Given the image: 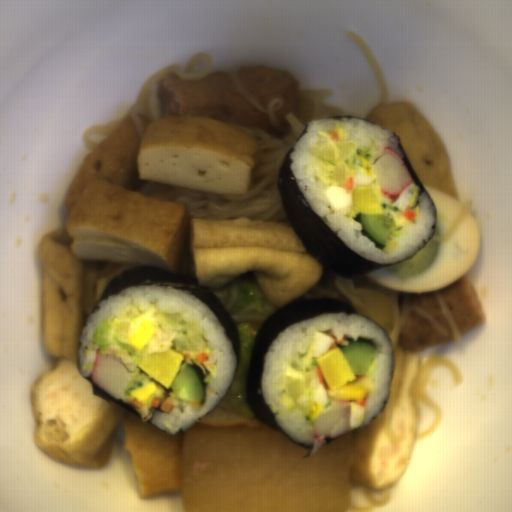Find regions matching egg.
<instances>
[{
	"label": "egg",
	"instance_id": "egg-5",
	"mask_svg": "<svg viewBox=\"0 0 512 512\" xmlns=\"http://www.w3.org/2000/svg\"><path fill=\"white\" fill-rule=\"evenodd\" d=\"M422 185L432 198L435 206L436 222L433 235L440 237L455 225L466 205L459 199H455L432 186L423 183Z\"/></svg>",
	"mask_w": 512,
	"mask_h": 512
},
{
	"label": "egg",
	"instance_id": "egg-6",
	"mask_svg": "<svg viewBox=\"0 0 512 512\" xmlns=\"http://www.w3.org/2000/svg\"><path fill=\"white\" fill-rule=\"evenodd\" d=\"M351 200L355 213L383 215L380 190L373 186H356L352 189Z\"/></svg>",
	"mask_w": 512,
	"mask_h": 512
},
{
	"label": "egg",
	"instance_id": "egg-1",
	"mask_svg": "<svg viewBox=\"0 0 512 512\" xmlns=\"http://www.w3.org/2000/svg\"><path fill=\"white\" fill-rule=\"evenodd\" d=\"M480 244V228L469 210L449 239L430 238L410 258L365 276L399 293L440 290L469 272L478 257Z\"/></svg>",
	"mask_w": 512,
	"mask_h": 512
},
{
	"label": "egg",
	"instance_id": "egg-2",
	"mask_svg": "<svg viewBox=\"0 0 512 512\" xmlns=\"http://www.w3.org/2000/svg\"><path fill=\"white\" fill-rule=\"evenodd\" d=\"M321 137V144L312 148V162L316 181L325 188L327 204L335 212L356 218L358 215L352 200L356 187H377L379 181L372 164L377 155L383 152V146L372 141L366 146L353 143L343 127L336 126L316 132ZM353 177V189H345V182Z\"/></svg>",
	"mask_w": 512,
	"mask_h": 512
},
{
	"label": "egg",
	"instance_id": "egg-3",
	"mask_svg": "<svg viewBox=\"0 0 512 512\" xmlns=\"http://www.w3.org/2000/svg\"><path fill=\"white\" fill-rule=\"evenodd\" d=\"M320 373L327 384L331 400L361 401L372 395L374 381L367 375H355L342 350L331 348L317 359Z\"/></svg>",
	"mask_w": 512,
	"mask_h": 512
},
{
	"label": "egg",
	"instance_id": "egg-4",
	"mask_svg": "<svg viewBox=\"0 0 512 512\" xmlns=\"http://www.w3.org/2000/svg\"><path fill=\"white\" fill-rule=\"evenodd\" d=\"M184 358L185 355L171 348L159 353L145 354L138 368L168 390L175 380Z\"/></svg>",
	"mask_w": 512,
	"mask_h": 512
}]
</instances>
